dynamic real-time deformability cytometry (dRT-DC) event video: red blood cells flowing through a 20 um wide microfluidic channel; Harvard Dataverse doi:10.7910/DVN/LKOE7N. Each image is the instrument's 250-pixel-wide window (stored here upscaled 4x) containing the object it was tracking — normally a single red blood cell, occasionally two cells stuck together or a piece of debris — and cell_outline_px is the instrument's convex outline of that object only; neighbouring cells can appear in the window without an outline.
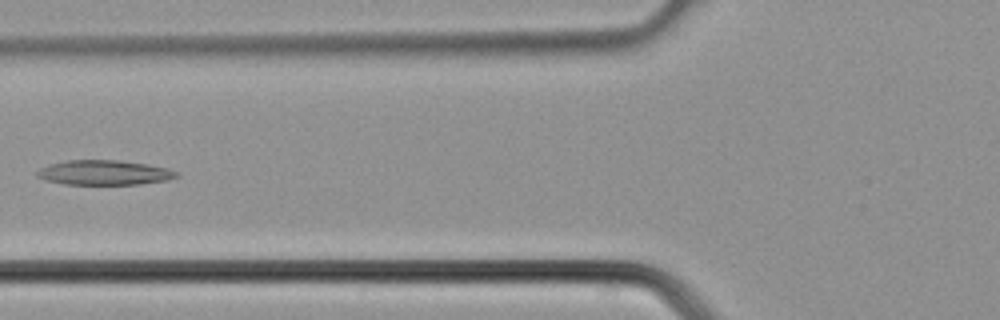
{"species": "common noctule bat (a hibernating species)", "species_latin": "Nyctalus noctula", "temperature_condition": "cold", "stored_images_in_passage": 32, "camera_frame_rate_fps": 3000, "um_per_image_px": 0.085, "animal": {"sex": "male", "body_mass_g": 21.5, "forearm_length_mm": 52.0}, "frame": {"image": 1, "passage_image": 9, "time_ms": 2.667, "image_size_px": [1000, 320], "cell_outline_px": [[180, 176], [168, 180], [140, 184], [64, 184], [44, 180], [36, 176], [36, 172], [40, 168], [48, 164], [68, 160], [120, 160], [148, 164], [168, 168], [180, 172]], "centroid_in_image_um": [8.88, 14.67], "position_along_channel_um": 116.9, "area_um2": 20.35}}
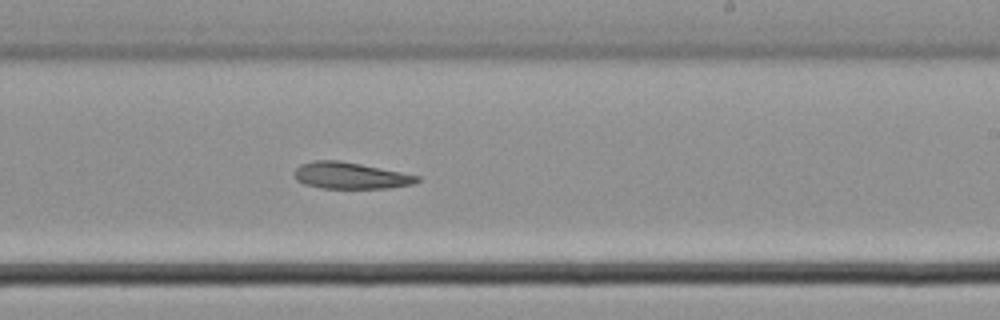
{"frame": {"image": 2, "passage_image": 17, "time_ms": 5.333, "image_size_px": [1000, 320], "cell_outline_px": [[420, 180], [416, 184], [388, 188], [320, 188], [304, 184], [296, 180], [296, 168], [300, 164], [312, 160], [340, 160], [420, 176]], "centroid_in_image_um": [29.79, 14.93], "position_along_channel_um": 259.2, "area_um2": 18.96}}
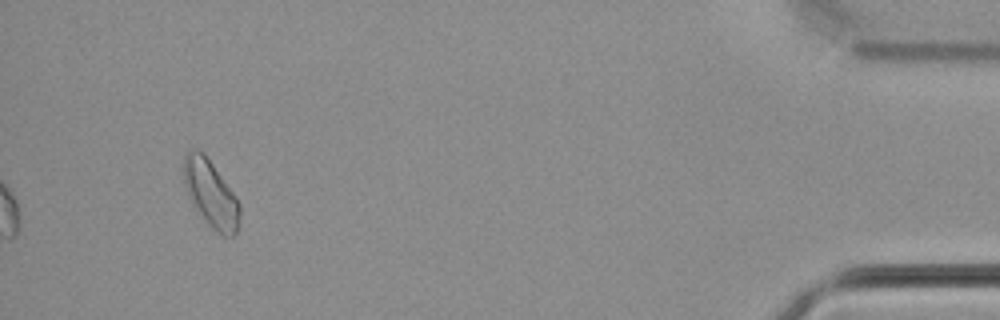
{"frame": {"image": 3, "passage_image": 30, "time_ms": 9.667, "image_size_px": [1000, 320], "cell_outline_px": [[240, 216], [236, 232], [232, 236], [224, 236], [212, 228], [208, 224], [188, 196], [184, 184], [184, 156], [192, 148], [196, 148], [204, 152], [232, 192], [240, 204]], "centroid_in_image_um": [17.91, 16.44], "position_along_channel_um": 417.3, "area_um2": 21.39}}